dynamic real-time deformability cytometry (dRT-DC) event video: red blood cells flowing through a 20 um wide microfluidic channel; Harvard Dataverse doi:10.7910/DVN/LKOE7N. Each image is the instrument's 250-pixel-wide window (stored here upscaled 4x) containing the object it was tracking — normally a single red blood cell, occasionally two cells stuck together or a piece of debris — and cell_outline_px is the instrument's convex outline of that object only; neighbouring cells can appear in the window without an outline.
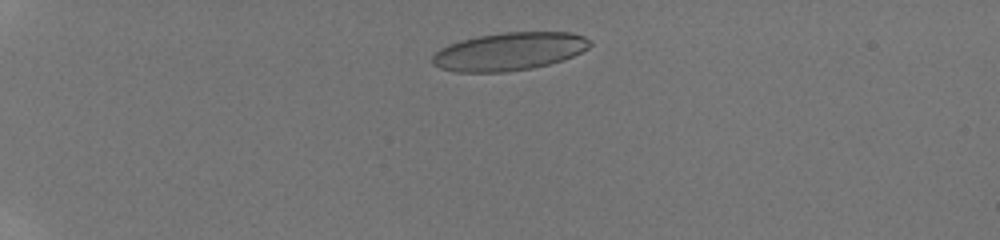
{"species": "human", "species_latin": "Homo sapiens", "temperature_condition": "room temperature", "stored_images_in_passage": 7, "camera_frame_rate_fps": 3000, "um_per_image_px": 0.085, "donor": {"sex": "male"}, "frame": {"image": 1, "passage_image": 3, "time_ms": 1.667, "image_size_px": [1000, 240], "cell_outline_px": [[592, 44], [588, 48], [564, 60], [532, 68], [504, 72], [456, 72], [440, 68], [432, 64], [432, 56], [440, 48], [448, 44], [460, 40], [500, 32], [572, 32], [584, 36], [592, 40]], "centroid_in_image_um": [43.29, 4.37], "position_along_channel_um": 41.7, "area_um2": 35.03}}
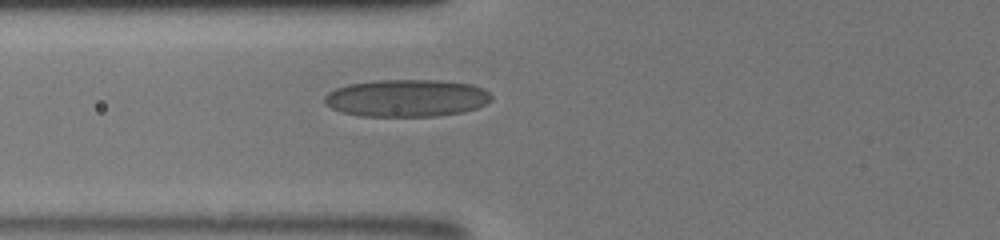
{"frame": {"image": 2, "passage_image": 7, "time_ms": 4.667, "image_size_px": [1000, 240], "cell_outline_px": [[492, 100], [476, 108], [464, 112], [436, 116], [360, 116], [340, 112], [324, 104], [324, 96], [328, 92], [336, 88], [348, 84], [376, 80], [440, 80], [472, 84], [484, 88], [492, 96]], "centroid_in_image_um": [34.56, 8.33], "position_along_channel_um": 91.2, "area_um2": 36.59}}